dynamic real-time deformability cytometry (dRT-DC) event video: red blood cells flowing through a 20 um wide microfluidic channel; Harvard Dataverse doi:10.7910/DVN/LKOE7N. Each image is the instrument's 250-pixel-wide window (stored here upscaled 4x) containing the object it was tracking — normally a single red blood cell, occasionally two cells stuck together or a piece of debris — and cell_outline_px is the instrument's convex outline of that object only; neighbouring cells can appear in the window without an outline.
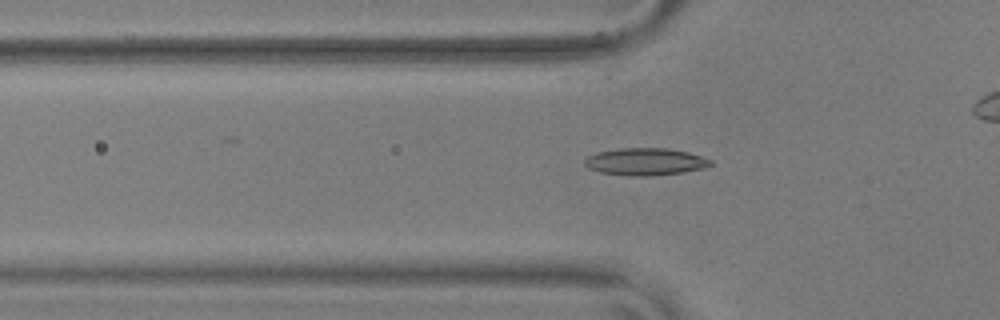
{"species": "common noctule bat (a hibernating species)", "species_latin": "Nyctalus noctula", "temperature_condition": "warm", "stored_images_in_passage": 49, "camera_frame_rate_fps": 3000, "um_per_image_px": 0.085, "animal": {"sex": "male", "body_mass_g": 17.9, "forearm_length_mm": 54.2}, "frame": {"image": 1, "passage_image": 19, "time_ms": 6.0, "image_size_px": [1000, 320], "cell_outline_px": [[712, 164], [704, 168], [680, 172], [652, 176], [628, 176], [600, 172], [588, 168], [584, 164], [584, 160], [588, 156], [600, 152], [620, 148], [668, 148], [688, 152], [712, 160]], "centroid_in_image_um": [54.84, 13.74], "position_along_channel_um": 71.0, "area_um2": 19.88}}
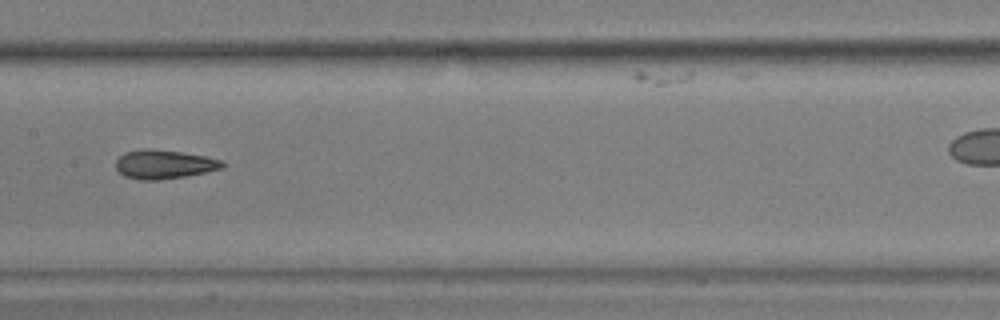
{"frame": {"image": 2, "passage_image": 29, "time_ms": 9.333, "image_size_px": [1000, 320], "cell_outline_px": [[224, 168], [184, 176], [156, 180], [140, 180], [124, 176], [116, 168], [116, 160], [124, 152], [144, 148], [152, 148], [184, 152], [204, 156], [220, 160], [224, 164]], "centroid_in_image_um": [13.91, 13.95], "position_along_channel_um": 193.5, "area_um2": 17.92}}
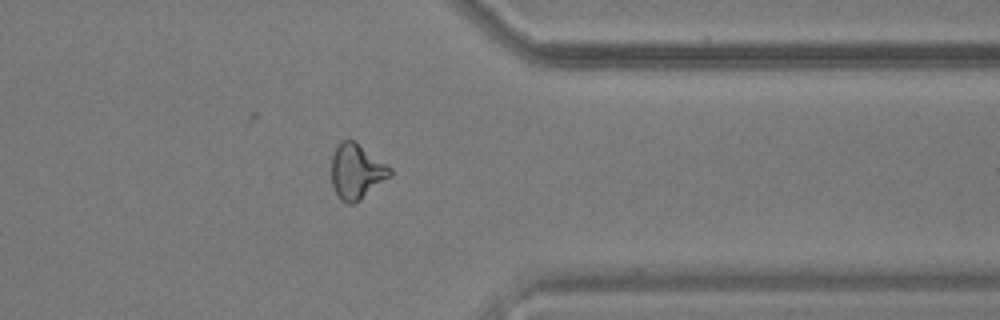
{"frame": {"image": 3, "passage_image": 45, "time_ms": 14.667, "image_size_px": [1000, 320], "cell_outline_px": [[392, 176], [360, 200], [352, 204], [348, 204], [340, 200], [332, 184], [332, 156], [336, 144], [340, 140], [352, 140], [392, 168]], "centroid_in_image_um": [30.3, 14.59], "position_along_channel_um": 381.1, "area_um2": 18.73}}